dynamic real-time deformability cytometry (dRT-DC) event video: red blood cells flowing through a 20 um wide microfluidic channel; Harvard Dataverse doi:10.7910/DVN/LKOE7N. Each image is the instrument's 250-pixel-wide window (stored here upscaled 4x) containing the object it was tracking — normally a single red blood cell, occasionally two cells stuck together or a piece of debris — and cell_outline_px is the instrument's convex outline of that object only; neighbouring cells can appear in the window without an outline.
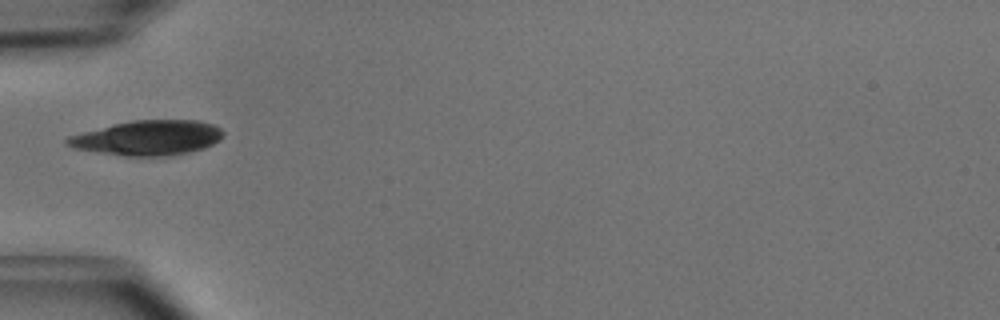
{"species": "common noctule bat (a hibernating species)", "species_latin": "Nyctalus noctula", "temperature_condition": "cold", "stored_images_in_passage": 30, "camera_frame_rate_fps": 3000, "um_per_image_px": 0.085, "animal": {"sex": "male", "body_mass_g": 15.6}, "frame": {"image": 1, "passage_image": 1, "time_ms": 0.0, "image_size_px": [1000, 320], "cell_outline_px": [[224, 132], [220, 140], [204, 148], [188, 152], [168, 156], [124, 156], [72, 148], [64, 144], [64, 140], [68, 136], [132, 120], [196, 120], [212, 124], [220, 128]], "centroid_in_image_um": [12.56, 11.72], "position_along_channel_um": 72.4, "area_um2": 31.5}}
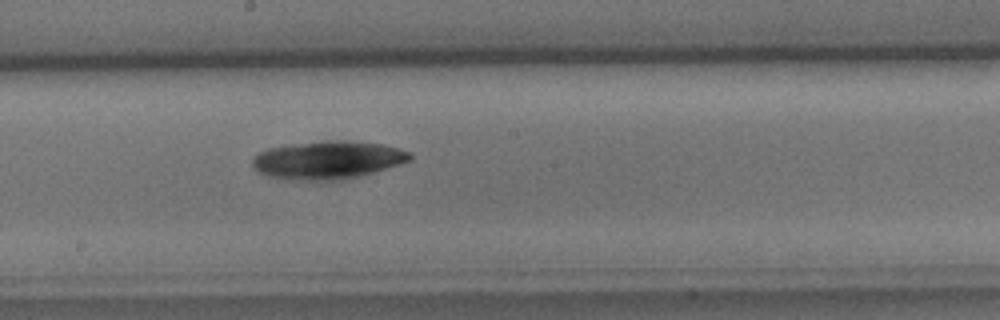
{"frame": {"image": 2, "passage_image": 12, "time_ms": 3.667, "image_size_px": [1000, 320], "cell_outline_px": [[412, 160], [400, 164], [360, 176], [336, 180], [292, 180], [268, 176], [260, 172], [252, 164], [252, 160], [260, 152], [268, 148], [292, 144], [324, 140], [352, 140], [380, 144], [412, 152]], "centroid_in_image_um": [27.89, 13.59], "position_along_channel_um": 220.3, "area_um2": 34.8}}
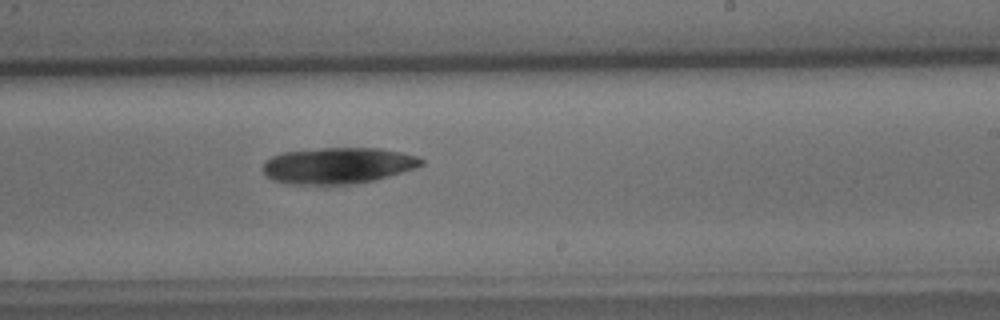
{"frame": {"image": 3, "passage_image": 15, "time_ms": 4.667, "image_size_px": [1000, 320], "cell_outline_px": [[424, 164], [376, 180], [356, 184], [324, 188], [284, 184], [272, 180], [264, 176], [260, 168], [264, 160], [272, 156], [284, 152], [320, 148], [380, 148], [400, 152], [416, 156], [424, 160]], "centroid_in_image_um": [28.59, 14.13], "position_along_channel_um": 260.4, "area_um2": 34.74}}